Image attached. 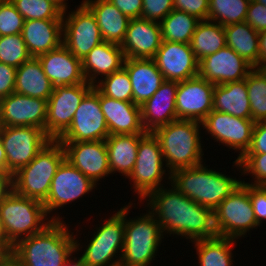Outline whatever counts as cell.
Here are the masks:
<instances>
[{
  "mask_svg": "<svg viewBox=\"0 0 266 266\" xmlns=\"http://www.w3.org/2000/svg\"><path fill=\"white\" fill-rule=\"evenodd\" d=\"M150 192L147 207L161 227V231L192 239H209L217 236L214 211L201 206L171 185Z\"/></svg>",
  "mask_w": 266,
  "mask_h": 266,
  "instance_id": "obj_1",
  "label": "cell"
},
{
  "mask_svg": "<svg viewBox=\"0 0 266 266\" xmlns=\"http://www.w3.org/2000/svg\"><path fill=\"white\" fill-rule=\"evenodd\" d=\"M63 220L52 221L43 231L23 238L13 246V260L20 266H59L66 262L80 243Z\"/></svg>",
  "mask_w": 266,
  "mask_h": 266,
  "instance_id": "obj_2",
  "label": "cell"
},
{
  "mask_svg": "<svg viewBox=\"0 0 266 266\" xmlns=\"http://www.w3.org/2000/svg\"><path fill=\"white\" fill-rule=\"evenodd\" d=\"M200 125L198 121L178 119L152 132L160 143L166 170L170 169L169 180L173 171L203 163Z\"/></svg>",
  "mask_w": 266,
  "mask_h": 266,
  "instance_id": "obj_3",
  "label": "cell"
},
{
  "mask_svg": "<svg viewBox=\"0 0 266 266\" xmlns=\"http://www.w3.org/2000/svg\"><path fill=\"white\" fill-rule=\"evenodd\" d=\"M199 164L175 170L170 183L183 195L201 206L215 210L242 182Z\"/></svg>",
  "mask_w": 266,
  "mask_h": 266,
  "instance_id": "obj_4",
  "label": "cell"
},
{
  "mask_svg": "<svg viewBox=\"0 0 266 266\" xmlns=\"http://www.w3.org/2000/svg\"><path fill=\"white\" fill-rule=\"evenodd\" d=\"M65 159L63 145L58 140H51L28 165L13 174L14 191L43 203L57 169Z\"/></svg>",
  "mask_w": 266,
  "mask_h": 266,
  "instance_id": "obj_5",
  "label": "cell"
},
{
  "mask_svg": "<svg viewBox=\"0 0 266 266\" xmlns=\"http://www.w3.org/2000/svg\"><path fill=\"white\" fill-rule=\"evenodd\" d=\"M0 215L5 241L12 246L23 238L43 231L52 221L61 219L59 215L47 218L48 214L42 202L21 196L15 191L0 205ZM45 220L48 221L44 222Z\"/></svg>",
  "mask_w": 266,
  "mask_h": 266,
  "instance_id": "obj_6",
  "label": "cell"
},
{
  "mask_svg": "<svg viewBox=\"0 0 266 266\" xmlns=\"http://www.w3.org/2000/svg\"><path fill=\"white\" fill-rule=\"evenodd\" d=\"M131 206H124V247L120 255L124 266H149L155 260L163 233L154 215L148 213L133 219H127Z\"/></svg>",
  "mask_w": 266,
  "mask_h": 266,
  "instance_id": "obj_7",
  "label": "cell"
},
{
  "mask_svg": "<svg viewBox=\"0 0 266 266\" xmlns=\"http://www.w3.org/2000/svg\"><path fill=\"white\" fill-rule=\"evenodd\" d=\"M217 236L238 239L258 227L249 197V184L242 181L214 210Z\"/></svg>",
  "mask_w": 266,
  "mask_h": 266,
  "instance_id": "obj_8",
  "label": "cell"
},
{
  "mask_svg": "<svg viewBox=\"0 0 266 266\" xmlns=\"http://www.w3.org/2000/svg\"><path fill=\"white\" fill-rule=\"evenodd\" d=\"M7 158V173L15 174L28 165L52 140L43 129L33 126H0Z\"/></svg>",
  "mask_w": 266,
  "mask_h": 266,
  "instance_id": "obj_9",
  "label": "cell"
},
{
  "mask_svg": "<svg viewBox=\"0 0 266 266\" xmlns=\"http://www.w3.org/2000/svg\"><path fill=\"white\" fill-rule=\"evenodd\" d=\"M103 222L79 258L86 266H113L121 261L116 253L123 252L124 247V207Z\"/></svg>",
  "mask_w": 266,
  "mask_h": 266,
  "instance_id": "obj_10",
  "label": "cell"
},
{
  "mask_svg": "<svg viewBox=\"0 0 266 266\" xmlns=\"http://www.w3.org/2000/svg\"><path fill=\"white\" fill-rule=\"evenodd\" d=\"M160 143L152 132H148L138 144L137 159L129 179L134 191L142 201L150 192L163 187L161 181L167 173Z\"/></svg>",
  "mask_w": 266,
  "mask_h": 266,
  "instance_id": "obj_11",
  "label": "cell"
},
{
  "mask_svg": "<svg viewBox=\"0 0 266 266\" xmlns=\"http://www.w3.org/2000/svg\"><path fill=\"white\" fill-rule=\"evenodd\" d=\"M107 123L99 102V91L93 87L82 99L70 126L56 139L59 142L105 140Z\"/></svg>",
  "mask_w": 266,
  "mask_h": 266,
  "instance_id": "obj_12",
  "label": "cell"
},
{
  "mask_svg": "<svg viewBox=\"0 0 266 266\" xmlns=\"http://www.w3.org/2000/svg\"><path fill=\"white\" fill-rule=\"evenodd\" d=\"M63 13L62 44L77 58L84 59L103 38L92 11L82 2L66 17ZM66 19V20H65Z\"/></svg>",
  "mask_w": 266,
  "mask_h": 266,
  "instance_id": "obj_13",
  "label": "cell"
},
{
  "mask_svg": "<svg viewBox=\"0 0 266 266\" xmlns=\"http://www.w3.org/2000/svg\"><path fill=\"white\" fill-rule=\"evenodd\" d=\"M93 87L88 82L54 87L47 100L45 129L52 140H56L70 126L82 99Z\"/></svg>",
  "mask_w": 266,
  "mask_h": 266,
  "instance_id": "obj_14",
  "label": "cell"
},
{
  "mask_svg": "<svg viewBox=\"0 0 266 266\" xmlns=\"http://www.w3.org/2000/svg\"><path fill=\"white\" fill-rule=\"evenodd\" d=\"M202 127L211 134L217 142L239 151L237 161L249 150L252 142V132L255 122L212 110L201 122Z\"/></svg>",
  "mask_w": 266,
  "mask_h": 266,
  "instance_id": "obj_15",
  "label": "cell"
},
{
  "mask_svg": "<svg viewBox=\"0 0 266 266\" xmlns=\"http://www.w3.org/2000/svg\"><path fill=\"white\" fill-rule=\"evenodd\" d=\"M96 185L65 159L57 169L49 194L43 202L47 214L79 199L96 188Z\"/></svg>",
  "mask_w": 266,
  "mask_h": 266,
  "instance_id": "obj_16",
  "label": "cell"
},
{
  "mask_svg": "<svg viewBox=\"0 0 266 266\" xmlns=\"http://www.w3.org/2000/svg\"><path fill=\"white\" fill-rule=\"evenodd\" d=\"M214 88V84L200 76L178 82L176 92L177 120L202 122L213 110Z\"/></svg>",
  "mask_w": 266,
  "mask_h": 266,
  "instance_id": "obj_17",
  "label": "cell"
},
{
  "mask_svg": "<svg viewBox=\"0 0 266 266\" xmlns=\"http://www.w3.org/2000/svg\"><path fill=\"white\" fill-rule=\"evenodd\" d=\"M47 100L19 93L0 99V126H33L45 131Z\"/></svg>",
  "mask_w": 266,
  "mask_h": 266,
  "instance_id": "obj_18",
  "label": "cell"
},
{
  "mask_svg": "<svg viewBox=\"0 0 266 266\" xmlns=\"http://www.w3.org/2000/svg\"><path fill=\"white\" fill-rule=\"evenodd\" d=\"M253 68L232 48L226 46L199 61L198 76L214 85H220L246 79Z\"/></svg>",
  "mask_w": 266,
  "mask_h": 266,
  "instance_id": "obj_19",
  "label": "cell"
},
{
  "mask_svg": "<svg viewBox=\"0 0 266 266\" xmlns=\"http://www.w3.org/2000/svg\"><path fill=\"white\" fill-rule=\"evenodd\" d=\"M66 160L95 184L111 174L105 140L87 142H60Z\"/></svg>",
  "mask_w": 266,
  "mask_h": 266,
  "instance_id": "obj_20",
  "label": "cell"
},
{
  "mask_svg": "<svg viewBox=\"0 0 266 266\" xmlns=\"http://www.w3.org/2000/svg\"><path fill=\"white\" fill-rule=\"evenodd\" d=\"M165 80L182 82L198 76V60L190 44L162 41L153 58Z\"/></svg>",
  "mask_w": 266,
  "mask_h": 266,
  "instance_id": "obj_21",
  "label": "cell"
},
{
  "mask_svg": "<svg viewBox=\"0 0 266 266\" xmlns=\"http://www.w3.org/2000/svg\"><path fill=\"white\" fill-rule=\"evenodd\" d=\"M159 22L142 18L131 19L121 49L125 59H153L162 44Z\"/></svg>",
  "mask_w": 266,
  "mask_h": 266,
  "instance_id": "obj_22",
  "label": "cell"
},
{
  "mask_svg": "<svg viewBox=\"0 0 266 266\" xmlns=\"http://www.w3.org/2000/svg\"><path fill=\"white\" fill-rule=\"evenodd\" d=\"M45 75L54 87L86 83L82 60L74 56L63 44L38 56Z\"/></svg>",
  "mask_w": 266,
  "mask_h": 266,
  "instance_id": "obj_23",
  "label": "cell"
},
{
  "mask_svg": "<svg viewBox=\"0 0 266 266\" xmlns=\"http://www.w3.org/2000/svg\"><path fill=\"white\" fill-rule=\"evenodd\" d=\"M99 102L109 135L147 134L142 126L141 106L116 100L99 92Z\"/></svg>",
  "mask_w": 266,
  "mask_h": 266,
  "instance_id": "obj_24",
  "label": "cell"
},
{
  "mask_svg": "<svg viewBox=\"0 0 266 266\" xmlns=\"http://www.w3.org/2000/svg\"><path fill=\"white\" fill-rule=\"evenodd\" d=\"M178 82L165 80L156 93L141 105V121L146 132L177 120L176 92Z\"/></svg>",
  "mask_w": 266,
  "mask_h": 266,
  "instance_id": "obj_25",
  "label": "cell"
},
{
  "mask_svg": "<svg viewBox=\"0 0 266 266\" xmlns=\"http://www.w3.org/2000/svg\"><path fill=\"white\" fill-rule=\"evenodd\" d=\"M123 67L130 77L133 103L138 106L149 100L165 81L154 59L127 58Z\"/></svg>",
  "mask_w": 266,
  "mask_h": 266,
  "instance_id": "obj_26",
  "label": "cell"
},
{
  "mask_svg": "<svg viewBox=\"0 0 266 266\" xmlns=\"http://www.w3.org/2000/svg\"><path fill=\"white\" fill-rule=\"evenodd\" d=\"M21 34L30 55L38 57L62 44L63 19L25 20Z\"/></svg>",
  "mask_w": 266,
  "mask_h": 266,
  "instance_id": "obj_27",
  "label": "cell"
},
{
  "mask_svg": "<svg viewBox=\"0 0 266 266\" xmlns=\"http://www.w3.org/2000/svg\"><path fill=\"white\" fill-rule=\"evenodd\" d=\"M124 61L125 55L120 45L103 41L82 59V71L86 81L94 85L97 76H107L120 70Z\"/></svg>",
  "mask_w": 266,
  "mask_h": 266,
  "instance_id": "obj_28",
  "label": "cell"
},
{
  "mask_svg": "<svg viewBox=\"0 0 266 266\" xmlns=\"http://www.w3.org/2000/svg\"><path fill=\"white\" fill-rule=\"evenodd\" d=\"M83 3L95 15L103 40L121 46L131 19L108 0H84Z\"/></svg>",
  "mask_w": 266,
  "mask_h": 266,
  "instance_id": "obj_29",
  "label": "cell"
},
{
  "mask_svg": "<svg viewBox=\"0 0 266 266\" xmlns=\"http://www.w3.org/2000/svg\"><path fill=\"white\" fill-rule=\"evenodd\" d=\"M145 135H109L105 139L111 173L119 172L129 177L137 159L138 144Z\"/></svg>",
  "mask_w": 266,
  "mask_h": 266,
  "instance_id": "obj_30",
  "label": "cell"
},
{
  "mask_svg": "<svg viewBox=\"0 0 266 266\" xmlns=\"http://www.w3.org/2000/svg\"><path fill=\"white\" fill-rule=\"evenodd\" d=\"M213 110L244 119H251L246 79L215 85Z\"/></svg>",
  "mask_w": 266,
  "mask_h": 266,
  "instance_id": "obj_31",
  "label": "cell"
},
{
  "mask_svg": "<svg viewBox=\"0 0 266 266\" xmlns=\"http://www.w3.org/2000/svg\"><path fill=\"white\" fill-rule=\"evenodd\" d=\"M53 90L54 86L45 75L38 57H31L17 68L14 92L48 100Z\"/></svg>",
  "mask_w": 266,
  "mask_h": 266,
  "instance_id": "obj_32",
  "label": "cell"
},
{
  "mask_svg": "<svg viewBox=\"0 0 266 266\" xmlns=\"http://www.w3.org/2000/svg\"><path fill=\"white\" fill-rule=\"evenodd\" d=\"M224 30L227 47L259 68V33L246 22L225 26Z\"/></svg>",
  "mask_w": 266,
  "mask_h": 266,
  "instance_id": "obj_33",
  "label": "cell"
},
{
  "mask_svg": "<svg viewBox=\"0 0 266 266\" xmlns=\"http://www.w3.org/2000/svg\"><path fill=\"white\" fill-rule=\"evenodd\" d=\"M198 62L227 46L224 26L211 20H202L196 26L190 42Z\"/></svg>",
  "mask_w": 266,
  "mask_h": 266,
  "instance_id": "obj_34",
  "label": "cell"
},
{
  "mask_svg": "<svg viewBox=\"0 0 266 266\" xmlns=\"http://www.w3.org/2000/svg\"><path fill=\"white\" fill-rule=\"evenodd\" d=\"M235 239L216 236L191 241L195 243L200 266H232V246Z\"/></svg>",
  "mask_w": 266,
  "mask_h": 266,
  "instance_id": "obj_35",
  "label": "cell"
},
{
  "mask_svg": "<svg viewBox=\"0 0 266 266\" xmlns=\"http://www.w3.org/2000/svg\"><path fill=\"white\" fill-rule=\"evenodd\" d=\"M199 21L195 16L173 9L160 22L162 40L190 44Z\"/></svg>",
  "mask_w": 266,
  "mask_h": 266,
  "instance_id": "obj_36",
  "label": "cell"
},
{
  "mask_svg": "<svg viewBox=\"0 0 266 266\" xmlns=\"http://www.w3.org/2000/svg\"><path fill=\"white\" fill-rule=\"evenodd\" d=\"M251 0H209L208 20L228 26L245 22Z\"/></svg>",
  "mask_w": 266,
  "mask_h": 266,
  "instance_id": "obj_37",
  "label": "cell"
},
{
  "mask_svg": "<svg viewBox=\"0 0 266 266\" xmlns=\"http://www.w3.org/2000/svg\"><path fill=\"white\" fill-rule=\"evenodd\" d=\"M250 102L251 119L254 122L266 120V71L254 67L246 77Z\"/></svg>",
  "mask_w": 266,
  "mask_h": 266,
  "instance_id": "obj_38",
  "label": "cell"
},
{
  "mask_svg": "<svg viewBox=\"0 0 266 266\" xmlns=\"http://www.w3.org/2000/svg\"><path fill=\"white\" fill-rule=\"evenodd\" d=\"M94 87L105 96L116 100L133 102L132 85L129 74L122 67L120 70L107 75L104 79L97 81Z\"/></svg>",
  "mask_w": 266,
  "mask_h": 266,
  "instance_id": "obj_39",
  "label": "cell"
},
{
  "mask_svg": "<svg viewBox=\"0 0 266 266\" xmlns=\"http://www.w3.org/2000/svg\"><path fill=\"white\" fill-rule=\"evenodd\" d=\"M24 20L62 19L63 12L48 0H10Z\"/></svg>",
  "mask_w": 266,
  "mask_h": 266,
  "instance_id": "obj_40",
  "label": "cell"
},
{
  "mask_svg": "<svg viewBox=\"0 0 266 266\" xmlns=\"http://www.w3.org/2000/svg\"><path fill=\"white\" fill-rule=\"evenodd\" d=\"M31 57L22 34L0 36L1 63L18 68Z\"/></svg>",
  "mask_w": 266,
  "mask_h": 266,
  "instance_id": "obj_41",
  "label": "cell"
},
{
  "mask_svg": "<svg viewBox=\"0 0 266 266\" xmlns=\"http://www.w3.org/2000/svg\"><path fill=\"white\" fill-rule=\"evenodd\" d=\"M24 21L10 0L0 2V36L21 34Z\"/></svg>",
  "mask_w": 266,
  "mask_h": 266,
  "instance_id": "obj_42",
  "label": "cell"
},
{
  "mask_svg": "<svg viewBox=\"0 0 266 266\" xmlns=\"http://www.w3.org/2000/svg\"><path fill=\"white\" fill-rule=\"evenodd\" d=\"M236 167L243 170L242 173L252 174L255 181L250 185H264L266 186V153L260 154H245L238 161L235 160Z\"/></svg>",
  "mask_w": 266,
  "mask_h": 266,
  "instance_id": "obj_43",
  "label": "cell"
},
{
  "mask_svg": "<svg viewBox=\"0 0 266 266\" xmlns=\"http://www.w3.org/2000/svg\"><path fill=\"white\" fill-rule=\"evenodd\" d=\"M173 9V0H143L141 18L160 23Z\"/></svg>",
  "mask_w": 266,
  "mask_h": 266,
  "instance_id": "obj_44",
  "label": "cell"
},
{
  "mask_svg": "<svg viewBox=\"0 0 266 266\" xmlns=\"http://www.w3.org/2000/svg\"><path fill=\"white\" fill-rule=\"evenodd\" d=\"M249 197L253 206L254 216L257 225L260 226L263 220H266V186L250 185Z\"/></svg>",
  "mask_w": 266,
  "mask_h": 266,
  "instance_id": "obj_45",
  "label": "cell"
},
{
  "mask_svg": "<svg viewBox=\"0 0 266 266\" xmlns=\"http://www.w3.org/2000/svg\"><path fill=\"white\" fill-rule=\"evenodd\" d=\"M173 7L195 16L200 21L208 20L209 0H173Z\"/></svg>",
  "mask_w": 266,
  "mask_h": 266,
  "instance_id": "obj_46",
  "label": "cell"
},
{
  "mask_svg": "<svg viewBox=\"0 0 266 266\" xmlns=\"http://www.w3.org/2000/svg\"><path fill=\"white\" fill-rule=\"evenodd\" d=\"M245 22L258 33L266 30V6L251 0Z\"/></svg>",
  "mask_w": 266,
  "mask_h": 266,
  "instance_id": "obj_47",
  "label": "cell"
},
{
  "mask_svg": "<svg viewBox=\"0 0 266 266\" xmlns=\"http://www.w3.org/2000/svg\"><path fill=\"white\" fill-rule=\"evenodd\" d=\"M17 68L0 62V99L14 93Z\"/></svg>",
  "mask_w": 266,
  "mask_h": 266,
  "instance_id": "obj_48",
  "label": "cell"
},
{
  "mask_svg": "<svg viewBox=\"0 0 266 266\" xmlns=\"http://www.w3.org/2000/svg\"><path fill=\"white\" fill-rule=\"evenodd\" d=\"M266 153V120L255 122L252 142L246 154Z\"/></svg>",
  "mask_w": 266,
  "mask_h": 266,
  "instance_id": "obj_49",
  "label": "cell"
},
{
  "mask_svg": "<svg viewBox=\"0 0 266 266\" xmlns=\"http://www.w3.org/2000/svg\"><path fill=\"white\" fill-rule=\"evenodd\" d=\"M130 19L141 18L143 0H108Z\"/></svg>",
  "mask_w": 266,
  "mask_h": 266,
  "instance_id": "obj_50",
  "label": "cell"
},
{
  "mask_svg": "<svg viewBox=\"0 0 266 266\" xmlns=\"http://www.w3.org/2000/svg\"><path fill=\"white\" fill-rule=\"evenodd\" d=\"M13 191V175L0 172V205Z\"/></svg>",
  "mask_w": 266,
  "mask_h": 266,
  "instance_id": "obj_51",
  "label": "cell"
},
{
  "mask_svg": "<svg viewBox=\"0 0 266 266\" xmlns=\"http://www.w3.org/2000/svg\"><path fill=\"white\" fill-rule=\"evenodd\" d=\"M12 259L13 246L5 240H0V266H6Z\"/></svg>",
  "mask_w": 266,
  "mask_h": 266,
  "instance_id": "obj_52",
  "label": "cell"
},
{
  "mask_svg": "<svg viewBox=\"0 0 266 266\" xmlns=\"http://www.w3.org/2000/svg\"><path fill=\"white\" fill-rule=\"evenodd\" d=\"M259 68L266 67V30L259 32Z\"/></svg>",
  "mask_w": 266,
  "mask_h": 266,
  "instance_id": "obj_53",
  "label": "cell"
},
{
  "mask_svg": "<svg viewBox=\"0 0 266 266\" xmlns=\"http://www.w3.org/2000/svg\"><path fill=\"white\" fill-rule=\"evenodd\" d=\"M0 172H6L7 173V158L0 134Z\"/></svg>",
  "mask_w": 266,
  "mask_h": 266,
  "instance_id": "obj_54",
  "label": "cell"
},
{
  "mask_svg": "<svg viewBox=\"0 0 266 266\" xmlns=\"http://www.w3.org/2000/svg\"><path fill=\"white\" fill-rule=\"evenodd\" d=\"M73 259L69 258L66 262H64L63 264H60L59 266H86V264L84 262H82L79 257L77 260V257H72ZM76 260V261H75Z\"/></svg>",
  "mask_w": 266,
  "mask_h": 266,
  "instance_id": "obj_55",
  "label": "cell"
},
{
  "mask_svg": "<svg viewBox=\"0 0 266 266\" xmlns=\"http://www.w3.org/2000/svg\"><path fill=\"white\" fill-rule=\"evenodd\" d=\"M54 5H56L63 13L66 12L67 10V3L65 2L66 0H48Z\"/></svg>",
  "mask_w": 266,
  "mask_h": 266,
  "instance_id": "obj_56",
  "label": "cell"
},
{
  "mask_svg": "<svg viewBox=\"0 0 266 266\" xmlns=\"http://www.w3.org/2000/svg\"><path fill=\"white\" fill-rule=\"evenodd\" d=\"M0 240H5L4 227H3L1 215H0Z\"/></svg>",
  "mask_w": 266,
  "mask_h": 266,
  "instance_id": "obj_57",
  "label": "cell"
},
{
  "mask_svg": "<svg viewBox=\"0 0 266 266\" xmlns=\"http://www.w3.org/2000/svg\"><path fill=\"white\" fill-rule=\"evenodd\" d=\"M6 266H20V265L12 259Z\"/></svg>",
  "mask_w": 266,
  "mask_h": 266,
  "instance_id": "obj_58",
  "label": "cell"
},
{
  "mask_svg": "<svg viewBox=\"0 0 266 266\" xmlns=\"http://www.w3.org/2000/svg\"><path fill=\"white\" fill-rule=\"evenodd\" d=\"M254 1L266 6V0H254Z\"/></svg>",
  "mask_w": 266,
  "mask_h": 266,
  "instance_id": "obj_59",
  "label": "cell"
},
{
  "mask_svg": "<svg viewBox=\"0 0 266 266\" xmlns=\"http://www.w3.org/2000/svg\"><path fill=\"white\" fill-rule=\"evenodd\" d=\"M113 266H124L122 263H119V264H115Z\"/></svg>",
  "mask_w": 266,
  "mask_h": 266,
  "instance_id": "obj_60",
  "label": "cell"
}]
</instances>
